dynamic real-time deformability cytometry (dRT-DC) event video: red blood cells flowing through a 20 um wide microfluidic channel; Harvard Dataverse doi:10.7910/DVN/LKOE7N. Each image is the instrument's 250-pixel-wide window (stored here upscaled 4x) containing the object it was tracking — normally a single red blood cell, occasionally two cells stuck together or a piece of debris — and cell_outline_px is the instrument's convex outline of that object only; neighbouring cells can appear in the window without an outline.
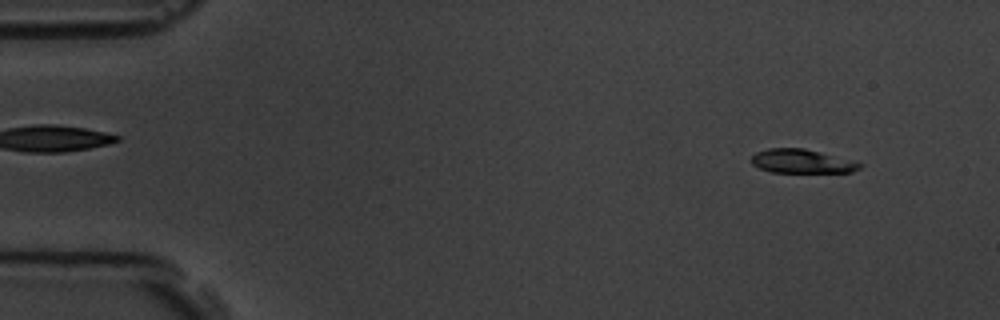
{"species": "common noctule bat (a hibernating species)", "species_latin": "Nyctalus noctula", "temperature_condition": "room temperature", "stored_images_in_passage": 4, "camera_frame_rate_fps": 3000, "um_per_image_px": 0.085, "animal": {"sex": "male", "body_mass_g": 19.5, "forearm_length_mm": 54.6}, "frame": {"image": 1, "passage_image": 1, "time_ms": 0.0, "image_size_px": [1000, 320], "cell_outline_px": [[864, 164], [860, 168], [852, 172], [772, 172], [760, 168], [752, 164], [752, 156], [756, 152], [768, 148], [804, 148]], "centroid_in_image_um": [68.13, 13.71], "position_along_channel_um": 16.9, "area_um2": 14.8}}
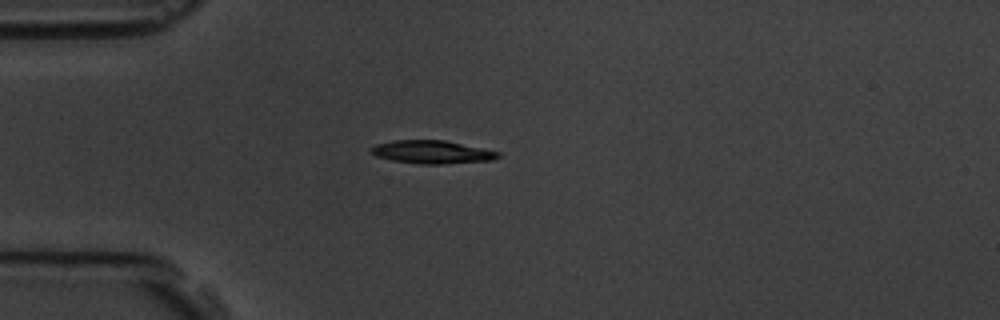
{"frame": {"image": 2, "passage_image": 4, "time_ms": 3.333, "image_size_px": [1000, 320], "cell_outline_px": [[500, 156], [492, 160], [440, 164], [420, 164], [392, 160], [376, 156], [372, 152], [372, 148], [376, 144], [392, 140], [444, 140], [484, 148], [500, 152]], "centroid_in_image_um": [36.74, 12.92], "position_along_channel_um": 48.3, "area_um2": 16.99}}